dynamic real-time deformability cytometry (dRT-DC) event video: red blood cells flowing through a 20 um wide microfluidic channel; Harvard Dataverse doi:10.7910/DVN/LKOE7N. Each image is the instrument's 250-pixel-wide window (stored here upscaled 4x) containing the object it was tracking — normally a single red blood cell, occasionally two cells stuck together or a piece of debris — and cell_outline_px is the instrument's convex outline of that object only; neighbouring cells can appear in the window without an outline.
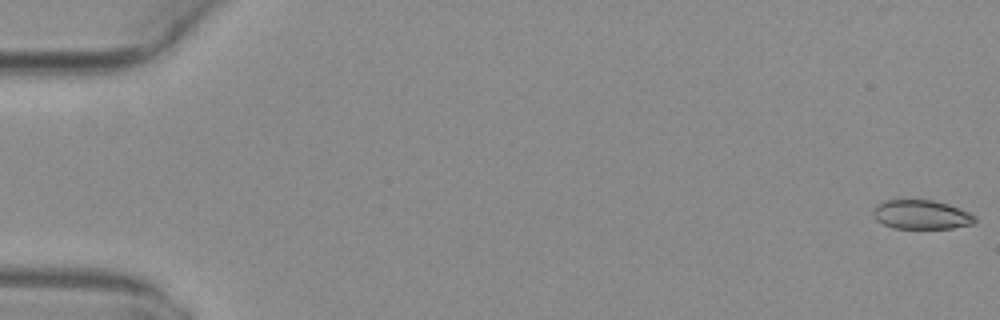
{"species": "common noctule bat (a hibernating species)", "species_latin": "Nyctalus noctula", "temperature_condition": "warm", "stored_images_in_passage": 52, "camera_frame_rate_fps": 3000, "um_per_image_px": 0.085, "animal": {"sex": "female", "body_mass_g": 29.2, "forearm_length_mm": 56.3}, "frame": {"image": 1, "passage_image": 1, "time_ms": 0.0, "image_size_px": [1000, 320], "cell_outline_px": [[976, 220], [972, 224], [952, 228], [892, 228], [876, 220], [872, 212], [876, 204], [884, 200], [932, 200], [948, 204], [968, 212], [976, 216]], "centroid_in_image_um": [78.29, 18.24], "position_along_channel_um": 6.7, "area_um2": 17.22}}
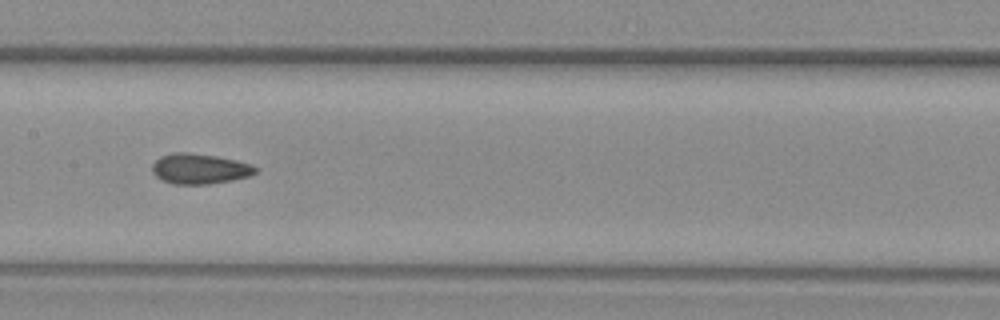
{"frame": {"image": 2, "passage_image": 27, "time_ms": 8.667, "image_size_px": [1000, 320], "cell_outline_px": [[260, 168], [256, 172], [248, 176], [232, 180], [208, 184], [172, 184], [156, 176], [152, 172], [152, 164], [160, 156], [172, 152], [188, 152], [216, 156], [236, 160], [252, 164]], "centroid_in_image_um": [16.97, 14.33], "position_along_channel_um": 190.4, "area_um2": 18.32}}
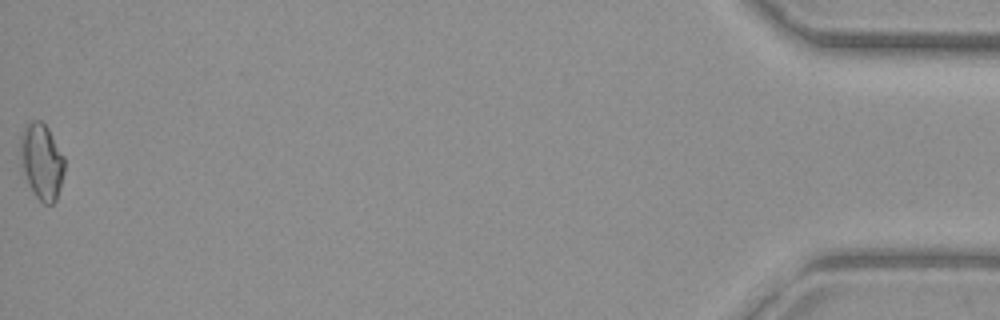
{"frame": {"image": 3, "passage_image": 52, "time_ms": 17.0, "image_size_px": [1000, 320], "cell_outline_px": [[64, 172], [60, 188], [56, 200], [52, 204], [44, 204], [36, 196], [28, 184], [24, 172], [20, 144], [20, 136], [24, 128], [32, 120], [40, 120], [48, 128], [64, 156]], "centroid_in_image_um": [3.56, 13.72], "position_along_channel_um": 431.6, "area_um2": 19.19}, "authors_computed_cell_mechanics": {"area_um2": 17.9758, "velocity_mm_per_s": 4.0999, "shape_relaxation_time_tau1_ms": null, "shape_relaxation_time_tau2_ms": 2.0799, "deformation_change_tau1": null, "deformation_change_tau2": 0.0789}}